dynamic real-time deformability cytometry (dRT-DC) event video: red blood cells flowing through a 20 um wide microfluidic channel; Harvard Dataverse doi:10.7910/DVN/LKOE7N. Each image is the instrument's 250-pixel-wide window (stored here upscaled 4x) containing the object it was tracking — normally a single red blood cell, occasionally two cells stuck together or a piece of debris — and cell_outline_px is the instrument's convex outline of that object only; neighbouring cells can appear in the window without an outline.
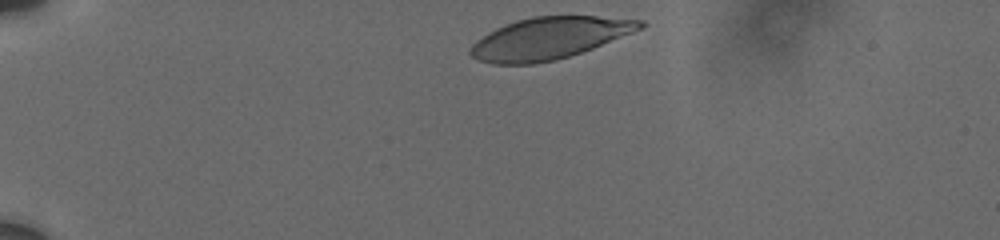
{"species": "human", "species_latin": "Homo sapiens", "temperature_condition": "cold", "stored_images_in_passage": 4, "camera_frame_rate_fps": 3000, "um_per_image_px": 0.085, "donor": {"sex": "male"}, "frame": {"image": 1, "passage_image": 1, "time_ms": 0.0, "image_size_px": [1000, 240], "cell_outline_px": [[648, 24], [632, 32], [592, 48], [556, 60], [532, 64], [492, 64], [480, 60], [472, 56], [468, 52], [472, 44], [476, 40], [488, 32], [496, 28], [516, 20], [532, 16], [596, 16], [644, 20]], "centroid_in_image_um": [46.65, 3.24], "position_along_channel_um": 38.3, "area_um2": 41.1}}
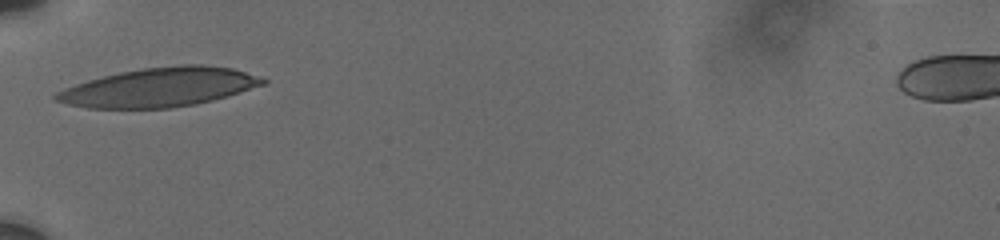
{"frame": {"image": 2, "passage_image": 4, "time_ms": 2.667, "image_size_px": [1000, 240], "cell_outline_px": [[268, 80], [264, 84], [228, 96], [196, 104], [168, 108], [88, 108], [68, 104], [52, 100], [52, 96], [56, 92], [64, 88], [88, 80], [120, 72], [140, 68], [180, 64], [204, 64], [232, 68]], "centroid_in_image_um": [13.51, 7.41], "position_along_channel_um": 71.5, "area_um2": 46.93}}